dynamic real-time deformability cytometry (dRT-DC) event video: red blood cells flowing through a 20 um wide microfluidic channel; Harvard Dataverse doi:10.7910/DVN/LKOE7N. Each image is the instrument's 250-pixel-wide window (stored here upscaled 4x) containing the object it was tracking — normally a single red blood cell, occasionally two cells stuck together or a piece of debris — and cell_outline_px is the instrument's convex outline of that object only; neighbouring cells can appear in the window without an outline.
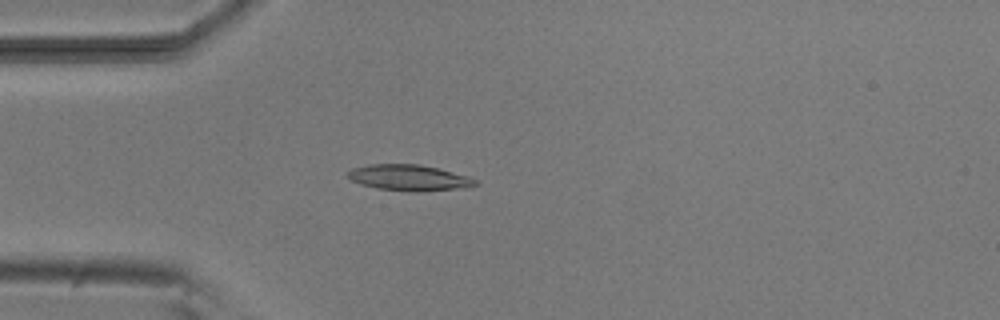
{"species": "common noctule bat (a hibernating species)", "species_latin": "Nyctalus noctula", "temperature_condition": "room temperature", "stored_images_in_passage": 5, "camera_frame_rate_fps": 3000, "um_per_image_px": 0.085, "animal": {"sex": "male", "body_mass_g": 20.5, "forearm_length_mm": 52.5}, "frame": {"image": 1, "passage_image": 5, "time_ms": 4.333, "image_size_px": [1000, 320], "cell_outline_px": [[480, 184], [456, 188], [416, 192], [412, 192], [376, 188], [360, 184], [352, 180], [348, 176], [348, 172], [352, 168], [368, 164], [420, 164], [440, 168], [468, 176], [476, 180]], "centroid_in_image_um": [34.75, 15.09], "position_along_channel_um": 50.2, "area_um2": 19.25}}